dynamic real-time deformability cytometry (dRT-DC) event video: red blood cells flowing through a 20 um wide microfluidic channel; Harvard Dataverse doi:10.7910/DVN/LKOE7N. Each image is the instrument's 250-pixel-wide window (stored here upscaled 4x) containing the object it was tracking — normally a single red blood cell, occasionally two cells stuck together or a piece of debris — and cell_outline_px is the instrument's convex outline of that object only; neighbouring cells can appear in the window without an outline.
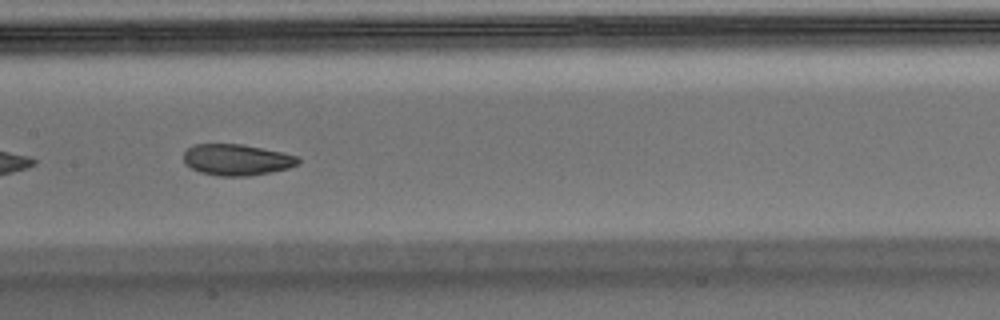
{"species": "Egyptian fruit bat (a non-hibernating species)", "species_latin": "Rousettus aegyptiacus", "temperature_condition": "warm", "stored_images_in_passage": 49, "segment_of_instrument_passage": [2, 2], "camera_frame_rate_fps": 3000, "um_per_image_px": 0.085, "animal": {"sex": "male"}, "frame": {"image": 1, "passage_image": 22, "time_ms": 7.0, "image_size_px": [1000, 320], "cell_outline_px": [[300, 164], [288, 168], [248, 176], [216, 176], [200, 172], [184, 164], [184, 152], [192, 144], [240, 144], [284, 152], [300, 156]], "centroid_in_image_um": [20.13, 13.57], "position_along_channel_um": 187.3, "area_um2": 20.98}}